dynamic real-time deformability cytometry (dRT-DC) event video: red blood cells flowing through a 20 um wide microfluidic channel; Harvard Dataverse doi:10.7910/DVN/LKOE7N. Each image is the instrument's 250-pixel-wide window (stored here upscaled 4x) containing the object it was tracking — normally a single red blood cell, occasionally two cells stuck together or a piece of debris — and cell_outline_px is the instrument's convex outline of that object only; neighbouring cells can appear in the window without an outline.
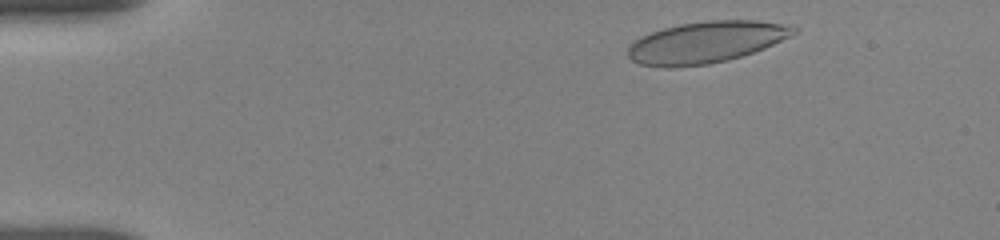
{"species": "human", "species_latin": "Homo sapiens", "temperature_condition": "room temperature", "stored_images_in_passage": 23, "camera_frame_rate_fps": 3000, "um_per_image_px": 0.085, "donor": {"sex": "female"}, "frame": {"image": 1, "passage_image": 6, "time_ms": 0.667, "image_size_px": [1000, 240], "cell_outline_px": [[800, 32], [764, 48], [728, 60], [708, 64], [668, 68], [664, 68], [640, 64], [632, 60], [628, 56], [628, 48], [640, 36], [664, 28], [680, 24], [708, 20], [756, 20], [780, 24], [796, 28]], "centroid_in_image_um": [60.0, 3.59], "position_along_channel_um": 25.0, "area_um2": 39.88}}
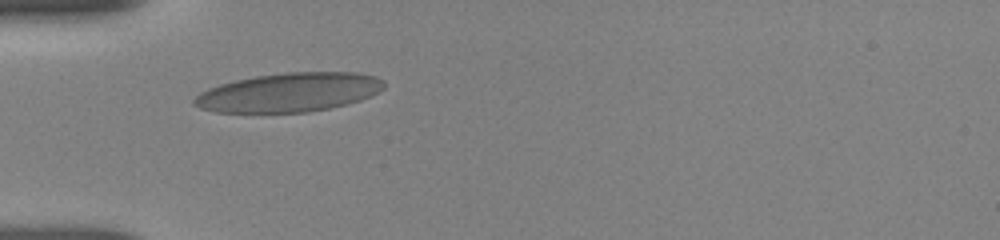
{"frame": {"image": 2, "passage_image": 22, "time_ms": 3.667, "image_size_px": [1000, 240], "cell_outline_px": [[384, 88], [380, 92], [360, 100], [328, 108], [308, 112], [216, 112], [200, 108], [192, 104], [192, 100], [200, 92], [208, 88], [220, 84], [236, 80], [256, 76], [288, 72], [356, 72], [376, 76], [384, 80]], "centroid_in_image_um": [24.58, 7.84], "position_along_channel_um": 60.4, "area_um2": 43.06}}